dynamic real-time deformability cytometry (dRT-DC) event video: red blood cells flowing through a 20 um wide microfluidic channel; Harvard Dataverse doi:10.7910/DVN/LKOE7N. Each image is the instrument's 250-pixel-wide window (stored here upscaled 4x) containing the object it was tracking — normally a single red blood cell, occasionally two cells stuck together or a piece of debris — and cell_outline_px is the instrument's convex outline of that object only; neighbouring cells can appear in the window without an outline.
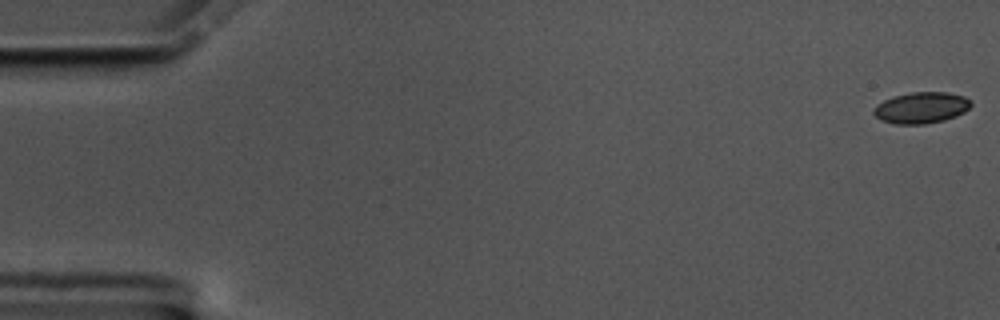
{"species": "common noctule bat (a hibernating species)", "species_latin": "Nyctalus noctula", "temperature_condition": "cold", "stored_images_in_passage": 58, "camera_frame_rate_fps": 3000, "um_per_image_px": 0.085, "animal": {"sex": "male", "body_mass_g": 17.5, "forearm_length_mm": 52.3}, "frame": {"image": 1, "passage_image": 1, "time_ms": 0.0, "image_size_px": [1000, 320], "cell_outline_px": [[972, 104], [964, 112], [956, 116], [944, 120], [924, 124], [896, 124], [880, 120], [872, 112], [872, 108], [876, 104], [892, 96], [912, 92], [948, 92], [964, 96]], "centroid_in_image_um": [78.27, 9.15], "position_along_channel_um": 6.7, "area_um2": 17.8}}
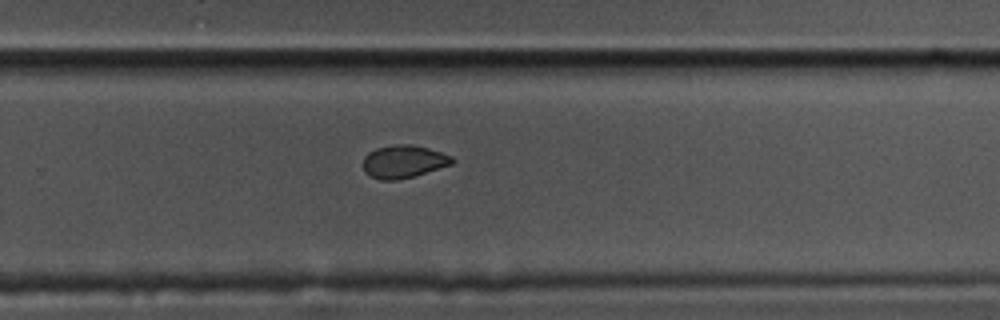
{"frame": {"image": 2, "passage_image": 38, "time_ms": 12.333, "image_size_px": [1000, 320], "cell_outline_px": [[456, 160], [452, 164], [400, 180], [380, 180], [364, 172], [364, 156], [368, 152], [376, 148], [392, 144], [412, 144], [428, 148], [452, 156]], "centroid_in_image_um": [34.3, 13.72], "position_along_channel_um": 295.5, "area_um2": 17.05}}
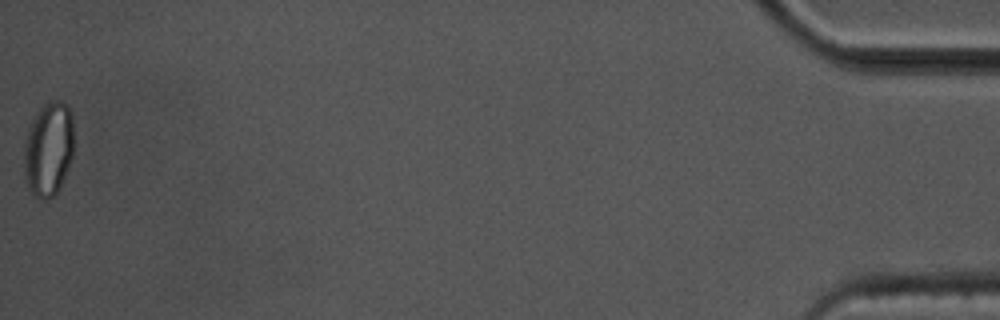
{"frame": {"image": 3, "passage_image": 58, "time_ms": 19.0, "image_size_px": [1000, 320], "cell_outline_px": [[72, 156], [68, 168], [60, 188], [56, 196], [48, 200], [40, 200], [28, 188], [24, 180], [24, 140], [28, 128], [36, 112], [48, 100], [60, 100], [68, 104], [72, 112]], "centroid_in_image_um": [4.1, 12.68], "position_along_channel_um": 431.1, "area_um2": 27.98}, "authors_computed_cell_mechanics": {"area_um2": 18.0047, "velocity_mm_per_s": 3.5068, "shape_relaxation_time_tau1_ms": 5.7706, "shape_relaxation_time_tau2_ms": 3.2339, "deformation_change_tau1": 0.0832, "deformation_change_tau2": 0.064}}